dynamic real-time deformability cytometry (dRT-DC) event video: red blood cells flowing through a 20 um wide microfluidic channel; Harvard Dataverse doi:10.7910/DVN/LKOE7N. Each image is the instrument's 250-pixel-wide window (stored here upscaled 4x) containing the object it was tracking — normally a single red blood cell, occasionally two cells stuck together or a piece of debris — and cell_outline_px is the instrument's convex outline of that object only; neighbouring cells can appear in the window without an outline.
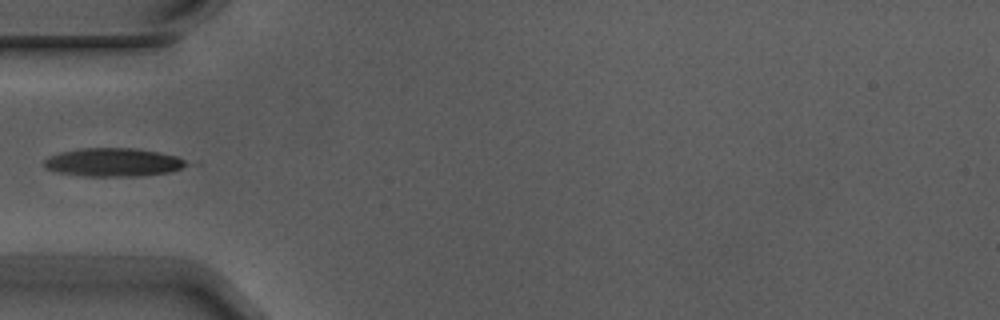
{"species": "Egyptian fruit bat (a non-hibernating species)", "species_latin": "Rousettus aegyptiacus", "temperature_condition": "warm", "stored_images_in_passage": 6, "camera_frame_rate_fps": 3000, "um_per_image_px": 0.085, "animal": {"sex": "male"}, "frame": {"image": 1, "passage_image": 5, "time_ms": 1.333, "image_size_px": [1000, 320], "cell_outline_px": [[188, 164], [180, 168], [168, 172], [144, 176], [84, 176], [56, 172], [44, 168], [44, 160], [60, 152], [84, 148], [132, 148], [156, 152], [176, 156], [184, 160]], "centroid_in_image_um": [9.59, 13.8], "position_along_channel_um": 75.4, "area_um2": 23.29}}